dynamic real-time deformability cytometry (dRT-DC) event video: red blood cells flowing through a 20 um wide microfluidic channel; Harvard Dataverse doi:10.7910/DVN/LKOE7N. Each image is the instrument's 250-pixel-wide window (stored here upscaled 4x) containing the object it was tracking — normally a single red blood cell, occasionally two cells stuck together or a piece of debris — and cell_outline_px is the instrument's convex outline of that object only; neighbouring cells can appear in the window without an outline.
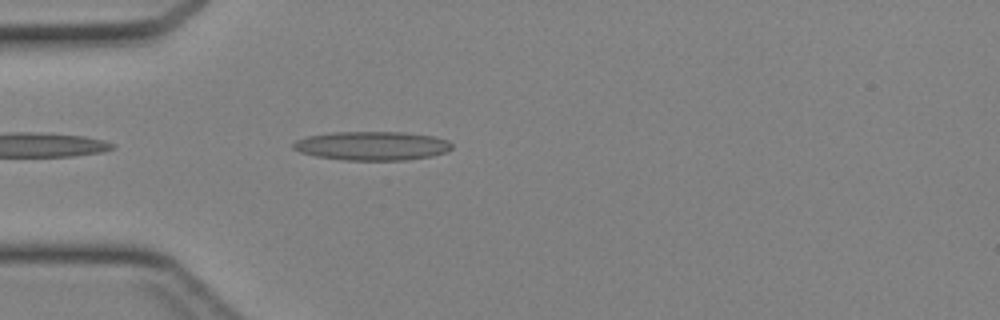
{"species": "Egyptian fruit bat (a non-hibernating species)", "species_latin": "Rousettus aegyptiacus", "temperature_condition": "cold", "stored_images_in_passage": 5, "camera_frame_rate_fps": 3000, "um_per_image_px": 0.085, "animal": {"sex": "female"}, "frame": {"image": 1, "passage_image": 2, "time_ms": 0.333, "image_size_px": [1000, 320], "cell_outline_px": [[452, 148], [448, 152], [432, 156], [404, 160], [344, 160], [316, 156], [300, 152], [292, 148], [292, 144], [296, 140], [308, 136], [332, 132], [404, 132], [432, 136], [448, 140], [452, 144]], "centroid_in_image_um": [31.64, 12.39], "position_along_channel_um": 53.4, "area_um2": 26.76}}